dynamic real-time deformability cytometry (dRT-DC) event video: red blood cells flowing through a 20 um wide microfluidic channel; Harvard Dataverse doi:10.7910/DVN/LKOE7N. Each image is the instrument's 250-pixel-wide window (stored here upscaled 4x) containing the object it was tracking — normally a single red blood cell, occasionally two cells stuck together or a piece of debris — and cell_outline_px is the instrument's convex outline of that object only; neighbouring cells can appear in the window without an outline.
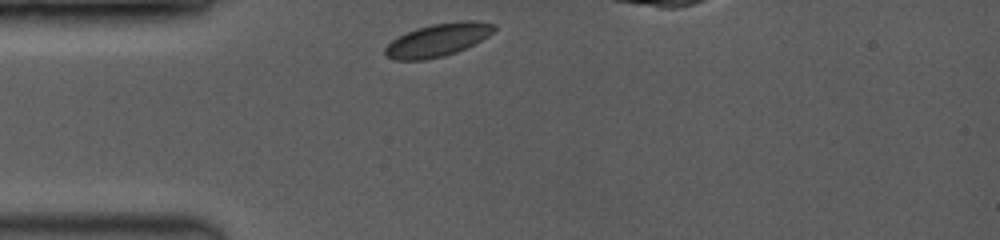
{"species": "common noctule bat (a hibernating species)", "species_latin": "Nyctalus noctula", "temperature_condition": "room temperature", "stored_images_in_passage": 39, "camera_frame_rate_fps": 3500, "um_per_image_px": 0.085, "animal": {"sex": "female", "body_mass_g": 19.0, "forearm_length_mm": 53.3}, "frame": {"image": 1, "passage_image": 1, "time_ms": 0.0, "image_size_px": [1000, 240], "cell_outline_px": [[496, 28], [488, 36], [456, 52], [424, 60], [396, 60], [384, 56], [384, 48], [392, 40], [416, 28], [432, 24], [460, 20], [476, 20], [496, 24]], "centroid_in_image_um": [37.2, 3.38], "position_along_channel_um": 47.8, "area_um2": 20.75}}
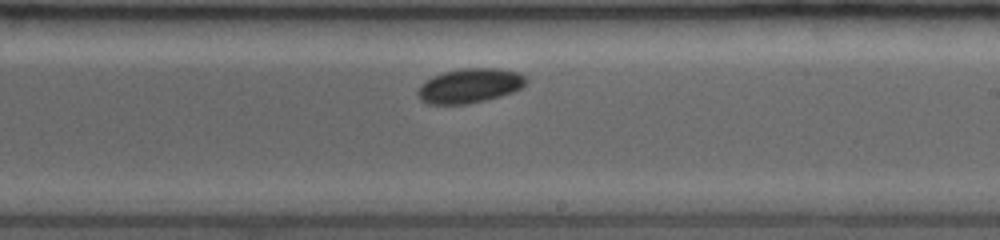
{"frame": {"image": 2, "passage_image": 22, "time_ms": 5.429, "image_size_px": [1000, 240], "cell_outline_px": [[528, 80], [520, 88], [512, 92], [500, 96], [468, 104], [428, 104], [420, 100], [416, 96], [416, 92], [420, 84], [424, 80], [432, 76], [444, 72], [464, 68], [500, 68], [520, 72], [528, 76]], "centroid_in_image_um": [39.91, 7.28], "position_along_channel_um": 249.1, "area_um2": 22.08}}
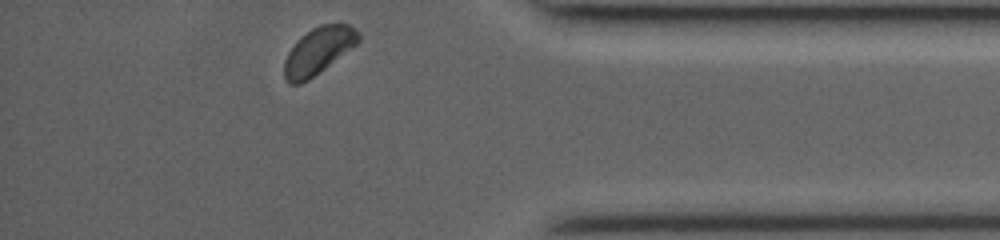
{"frame": {"image": 3, "passage_image": 39, "time_ms": 9.714, "image_size_px": [1000, 240], "cell_outline_px": [[360, 40], [356, 44], [308, 80], [300, 84], [288, 84], [284, 76], [284, 60], [288, 52], [312, 28], [320, 24], [348, 24], [360, 32]], "centroid_in_image_um": [27.06, 4.33], "position_along_channel_um": 408.1, "area_um2": 19.71}}